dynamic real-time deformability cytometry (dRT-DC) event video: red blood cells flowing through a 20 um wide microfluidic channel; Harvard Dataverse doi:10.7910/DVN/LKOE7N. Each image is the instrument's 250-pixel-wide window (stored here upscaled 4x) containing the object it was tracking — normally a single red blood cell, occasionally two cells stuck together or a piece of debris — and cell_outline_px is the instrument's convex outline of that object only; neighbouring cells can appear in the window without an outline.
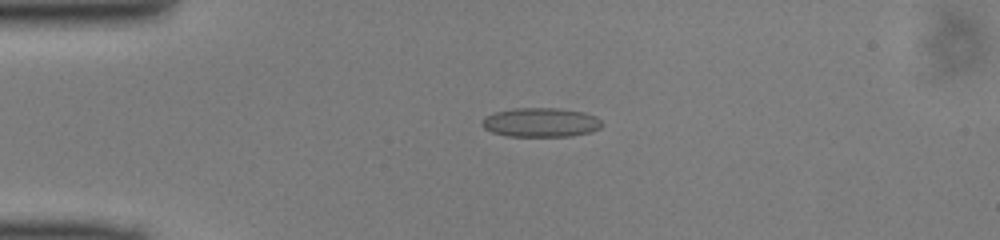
{"species": "common noctule bat (a hibernating species)", "species_latin": "Nyctalus noctula", "temperature_condition": "cold", "stored_images_in_passage": 41, "camera_frame_rate_fps": 3000, "um_per_image_px": 0.085, "animal": {"sex": "male", "body_mass_g": 13.0, "forearm_length_mm": 53.1}, "frame": {"image": 1, "passage_image": 4, "time_ms": 1.0, "image_size_px": [1000, 240], "cell_outline_px": [[604, 124], [600, 128], [592, 132], [572, 136], [504, 136], [492, 132], [484, 128], [480, 124], [480, 120], [484, 116], [496, 112], [516, 108], [556, 108], [584, 112], [596, 116]], "centroid_in_image_um": [45.96, 10.41], "position_along_channel_um": 39.0, "area_um2": 20.63}}
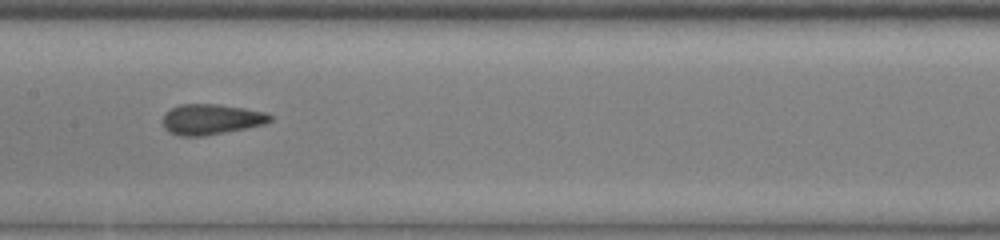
{"frame": {"image": 2, "passage_image": 17, "time_ms": 5.333, "image_size_px": [1000, 240], "cell_outline_px": [[272, 120], [264, 124], [204, 136], [180, 136], [168, 132], [164, 128], [164, 112], [180, 104], [220, 104], [244, 108], [264, 112], [272, 116]], "centroid_in_image_um": [17.92, 10.14], "position_along_channel_um": 189.5, "area_um2": 18.96}}
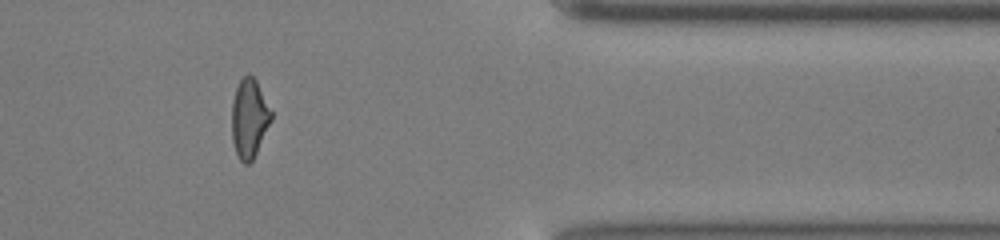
{"frame": {"image": 3, "passage_image": 33, "time_ms": 10.667, "image_size_px": [1000, 240], "cell_outline_px": [[272, 120], [252, 160], [248, 164], [244, 164], [240, 160], [236, 152], [232, 140], [232, 100], [236, 88], [240, 80], [248, 72], [256, 80], [272, 112]], "centroid_in_image_um": [21.18, 10.04], "position_along_channel_um": 390.2, "area_um2": 18.03}}